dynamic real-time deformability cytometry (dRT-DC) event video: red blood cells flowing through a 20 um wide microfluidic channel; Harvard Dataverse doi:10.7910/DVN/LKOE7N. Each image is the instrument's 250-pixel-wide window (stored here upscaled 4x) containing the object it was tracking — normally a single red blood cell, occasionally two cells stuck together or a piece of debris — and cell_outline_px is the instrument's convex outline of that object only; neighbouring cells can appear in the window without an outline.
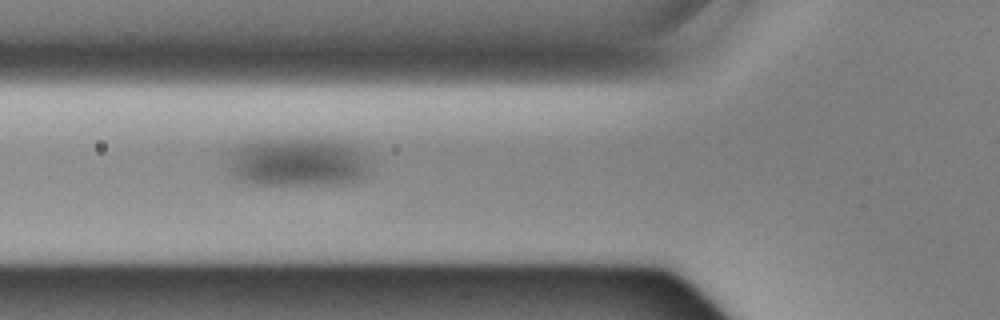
{"species": "Egyptian fruit bat (a non-hibernating species)", "species_latin": "Rousettus aegyptiacus", "temperature_condition": "cold", "stored_images_in_passage": 19, "camera_frame_rate_fps": 3000, "um_per_image_px": 0.085, "animal": {"sex": "male"}, "frame": {"image": 1, "passage_image": 5, "time_ms": 1.333, "image_size_px": [1000, 320], "cell_outline_px": [[368, 168], [364, 176], [340, 184], [252, 184], [240, 180], [232, 172], [232, 164], [236, 152], [240, 148], [248, 144], [296, 140], [324, 140], [356, 148], [360, 152], [368, 164]], "centroid_in_image_um": [25.38, 13.86], "position_along_channel_um": 100.4, "area_um2": 37.45}}
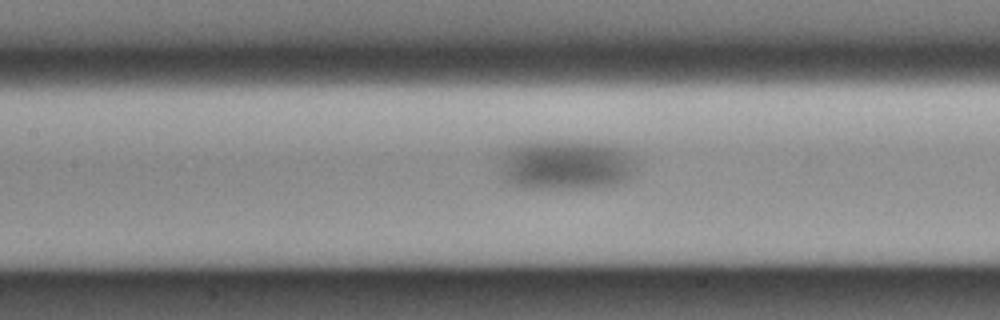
{"frame": {"image": 2, "passage_image": 10, "time_ms": 3.0, "image_size_px": [1000, 320], "cell_outline_px": [[636, 168], [624, 180], [612, 184], [588, 188], [520, 188], [504, 180], [504, 160], [508, 152], [516, 148], [528, 144], [584, 144], [608, 148], [620, 152], [632, 160]], "centroid_in_image_um": [48.07, 14.14], "position_along_channel_um": 159.3, "area_um2": 36.07}}
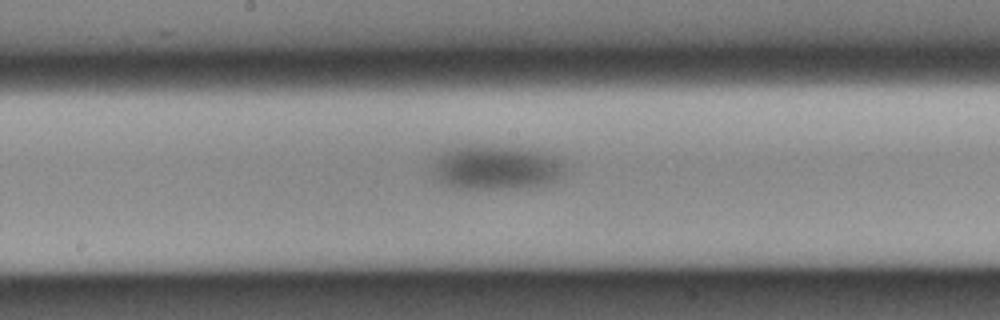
{"frame": {"image": 3, "passage_image": 14, "time_ms": 4.333, "image_size_px": [1000, 320], "cell_outline_px": [[564, 168], [552, 180], [544, 184], [532, 188], [464, 188], [444, 184], [432, 172], [432, 164], [436, 160], [452, 152], [468, 148], [492, 148], [536, 152], [548, 156], [564, 164]], "centroid_in_image_um": [42.15, 14.34], "position_along_channel_um": 206.0, "area_um2": 31.15}}